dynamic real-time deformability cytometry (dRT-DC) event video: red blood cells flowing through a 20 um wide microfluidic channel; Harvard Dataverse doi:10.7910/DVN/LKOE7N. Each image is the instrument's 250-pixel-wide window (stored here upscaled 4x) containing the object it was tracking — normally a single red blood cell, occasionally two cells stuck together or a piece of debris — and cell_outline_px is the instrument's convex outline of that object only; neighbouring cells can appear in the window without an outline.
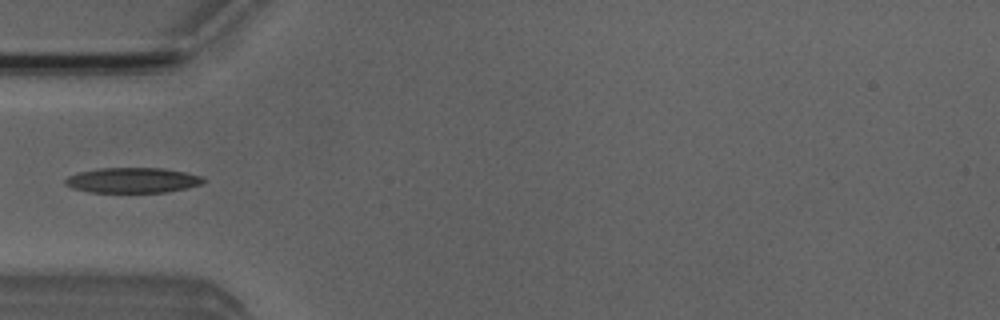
{"species": "Egyptian fruit bat (a non-hibernating species)", "species_latin": "Rousettus aegyptiacus", "temperature_condition": "room temperature", "stored_images_in_passage": 6, "camera_frame_rate_fps": 3000, "um_per_image_px": 0.085, "animal": {"sex": "male"}, "frame": {"image": 1, "passage_image": 4, "time_ms": 3.667, "image_size_px": [1000, 320], "cell_outline_px": [[208, 180], [200, 184], [188, 188], [164, 192], [88, 192], [72, 188], [64, 184], [64, 180], [68, 176], [80, 172], [96, 168], [164, 168], [184, 172], [200, 176]], "centroid_in_image_um": [11.25, 15.32], "position_along_channel_um": 73.8, "area_um2": 20.35}}